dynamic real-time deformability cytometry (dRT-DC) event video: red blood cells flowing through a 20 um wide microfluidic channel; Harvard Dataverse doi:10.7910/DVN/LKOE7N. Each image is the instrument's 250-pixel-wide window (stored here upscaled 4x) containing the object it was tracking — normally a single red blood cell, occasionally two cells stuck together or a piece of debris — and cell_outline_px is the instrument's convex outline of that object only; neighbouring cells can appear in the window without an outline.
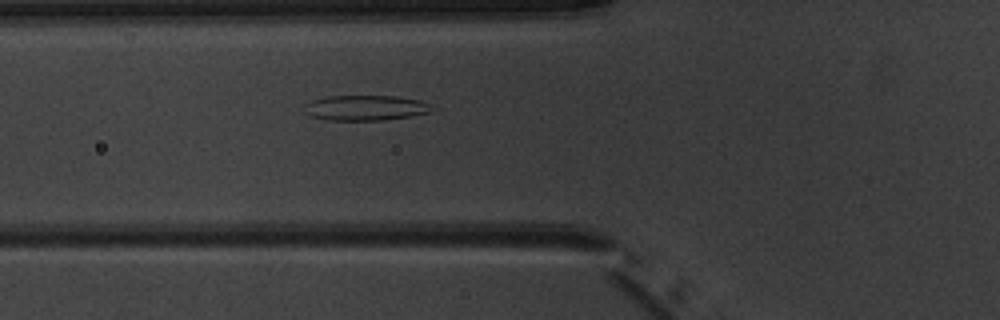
{"species": "common noctule bat (a hibernating species)", "species_latin": "Nyctalus noctula", "temperature_condition": "warm", "stored_images_in_passage": 4, "camera_frame_rate_fps": 3000, "um_per_image_px": 0.085, "animal": {"sex": "male", "body_mass_g": 20.1, "forearm_length_mm": 53.5}, "frame": {"image": 1, "passage_image": 4, "time_ms": 3.333, "image_size_px": [1000, 320], "cell_outline_px": [[432, 112], [412, 116], [380, 120], [328, 120], [308, 116], [304, 112], [300, 104], [324, 96], [396, 96], [420, 100], [432, 104]], "centroid_in_image_um": [31.0, 9.16], "position_along_channel_um": 94.8, "area_um2": 19.19}}